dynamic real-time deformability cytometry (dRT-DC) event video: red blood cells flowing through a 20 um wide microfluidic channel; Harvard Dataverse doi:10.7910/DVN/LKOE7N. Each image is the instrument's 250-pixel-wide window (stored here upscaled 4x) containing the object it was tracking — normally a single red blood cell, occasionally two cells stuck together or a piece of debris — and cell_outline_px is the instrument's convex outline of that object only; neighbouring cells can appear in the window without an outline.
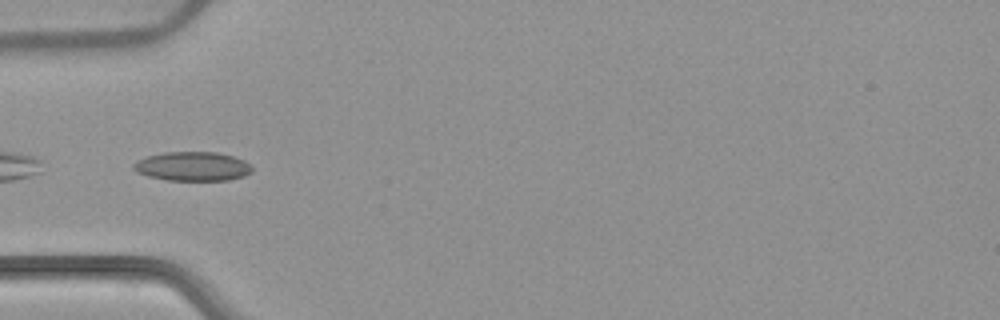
{"species": "common noctule bat (a hibernating species)", "species_latin": "Nyctalus noctula", "temperature_condition": "warm", "stored_images_in_passage": 35, "camera_frame_rate_fps": 3000, "um_per_image_px": 0.085, "animal": {"sex": "female", "body_mass_g": 22.7, "forearm_length_mm": 54.2}, "frame": {"image": 1, "passage_image": 1, "time_ms": 0.0, "image_size_px": [1000, 320], "cell_outline_px": [[252, 172], [244, 176], [228, 180], [168, 180], [148, 176], [136, 172], [132, 168], [132, 164], [136, 160], [148, 156], [164, 152], [216, 152], [232, 156], [244, 160], [252, 164]], "centroid_in_image_um": [16.37, 14.14], "position_along_channel_um": 68.6, "area_um2": 20.23}}
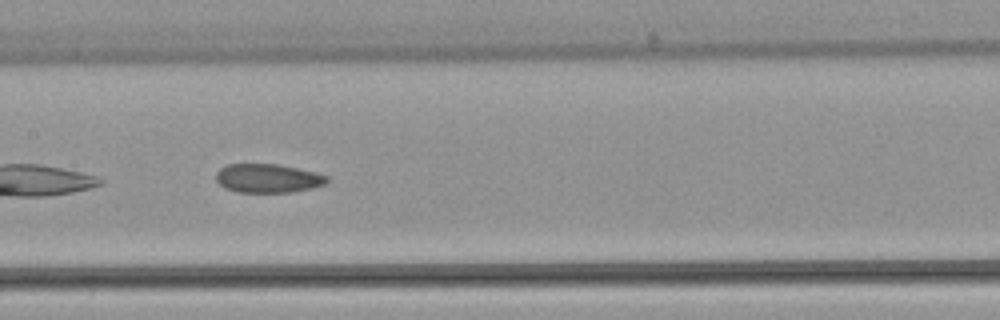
{"frame": {"image": 2, "passage_image": 10, "time_ms": 3.0, "image_size_px": [1000, 320], "cell_outline_px": [[328, 180], [324, 184], [312, 188], [292, 192], [236, 192], [224, 188], [216, 180], [216, 172], [220, 168], [228, 164], [276, 164], [316, 172], [328, 176]], "centroid_in_image_um": [22.75, 15.16], "position_along_channel_um": 184.7, "area_um2": 18.61}}
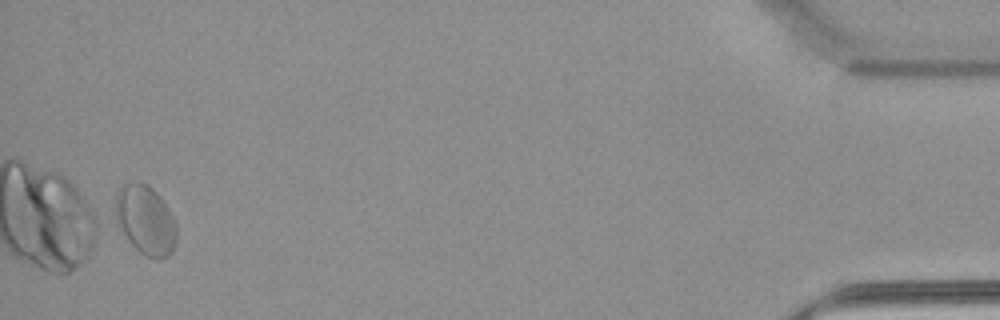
{"frame": {"image": 3, "passage_image": 35, "time_ms": 11.333, "image_size_px": [1000, 320], "cell_outline_px": [[176, 244], [172, 252], [168, 256], [160, 260], [156, 260], [140, 252], [128, 240], [112, 216], [116, 192], [124, 184], [140, 180], [152, 188], [156, 192], [168, 208], [176, 224]], "centroid_in_image_um": [12.33, 18.69], "position_along_channel_um": 422.9, "area_um2": 25.14}, "authors_computed_cell_mechanics": {"area_um2": 19.7098, "velocity_mm_per_s": 3.8568, "shape_relaxation_time_tau1_ms": null, "shape_relaxation_time_tau2_ms": 1.9299, "deformation_change_tau1": null, "deformation_change_tau2": 0.0614}}